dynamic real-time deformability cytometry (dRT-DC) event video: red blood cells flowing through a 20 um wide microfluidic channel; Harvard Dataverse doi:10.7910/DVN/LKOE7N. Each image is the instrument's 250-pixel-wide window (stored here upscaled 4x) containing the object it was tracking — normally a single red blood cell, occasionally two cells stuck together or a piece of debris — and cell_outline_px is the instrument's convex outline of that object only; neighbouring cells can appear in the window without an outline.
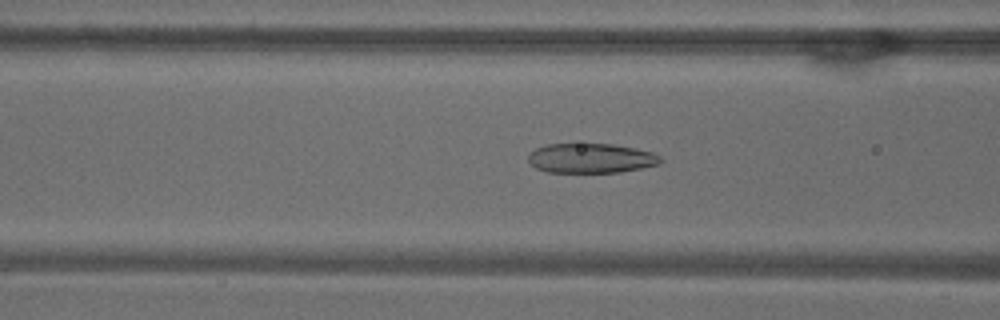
{"species": "common noctule bat (a hibernating species)", "species_latin": "Nyctalus noctula", "temperature_condition": "warm", "stored_images_in_passage": 53, "camera_frame_rate_fps": 3000, "um_per_image_px": 0.085, "animal": {"sex": "male", "body_mass_g": 18.8}, "frame": {"image": 1, "passage_image": 21, "time_ms": 6.667, "image_size_px": [1000, 320], "cell_outline_px": [[664, 160], [660, 164], [620, 172], [548, 172], [536, 168], [528, 160], [528, 156], [536, 148], [544, 144], [612, 144], [652, 152], [660, 156]], "centroid_in_image_um": [50.24, 13.45], "position_along_channel_um": 116.4, "area_um2": 22.72}}
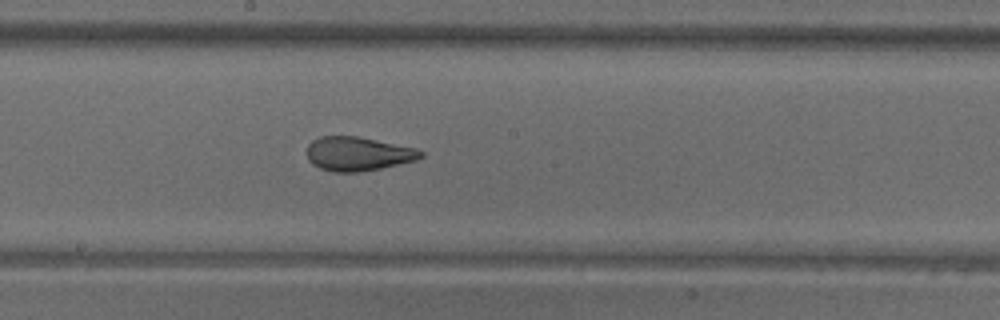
{"frame": {"image": 2, "passage_image": 29, "time_ms": 9.333, "image_size_px": [1000, 320], "cell_outline_px": [[424, 156], [416, 160], [380, 168], [360, 172], [332, 172], [320, 168], [312, 164], [308, 160], [308, 144], [312, 140], [320, 136], [356, 136], [416, 148], [424, 152]], "centroid_in_image_um": [30.41, 13.07], "position_along_channel_um": 217.8, "area_um2": 22.48}}
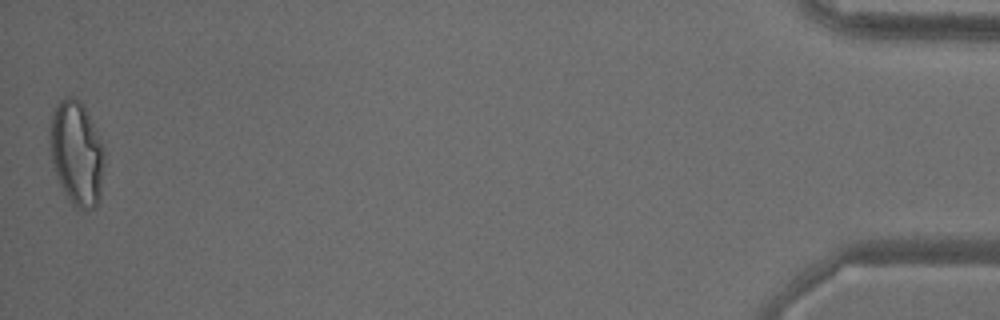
{"frame": {"image": 3, "passage_image": 53, "time_ms": 17.333, "image_size_px": [1000, 320], "cell_outline_px": [[104, 164], [100, 200], [92, 208], [76, 208], [68, 200], [56, 176], [52, 164], [52, 112], [60, 100], [68, 96], [76, 96], [80, 100], [96, 128], [100, 136], [104, 148]], "centroid_in_image_um": [6.56, 13.03], "position_along_channel_um": 428.6, "area_um2": 32.83}, "authors_computed_cell_mechanics": {"area_um2": 26.588, "velocity_mm_per_s": 3.7991, "shape_relaxation_time_tau1_ms": 9.1939, "shape_relaxation_time_tau2_ms": 1.1521, "deformation_change_tau1": 0.2376, "deformation_change_tau2": 0.0896}}